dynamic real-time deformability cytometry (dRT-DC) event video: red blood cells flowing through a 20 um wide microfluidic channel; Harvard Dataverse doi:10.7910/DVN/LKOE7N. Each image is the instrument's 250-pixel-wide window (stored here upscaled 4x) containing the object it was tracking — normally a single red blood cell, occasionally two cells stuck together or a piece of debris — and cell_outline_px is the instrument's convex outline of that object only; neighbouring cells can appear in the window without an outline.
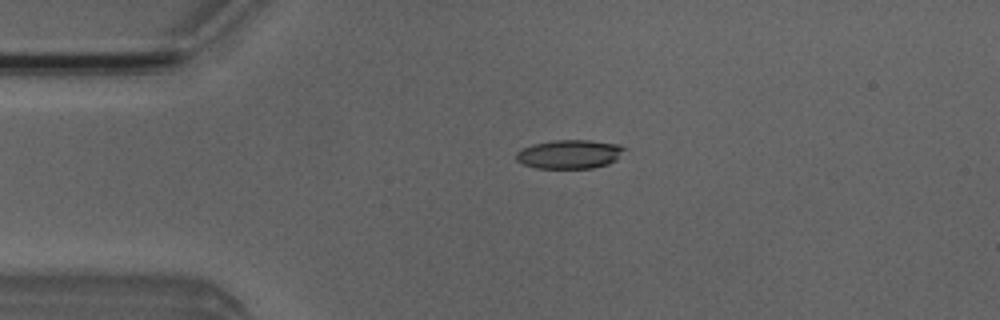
{"species": "Egyptian fruit bat (a non-hibernating species)", "species_latin": "Rousettus aegyptiacus", "temperature_condition": "room temperature", "stored_images_in_passage": 3, "camera_frame_rate_fps": 3000, "um_per_image_px": 0.085, "animal": {"sex": "male"}, "frame": {"image": 1, "passage_image": 2, "time_ms": 1.333, "image_size_px": [1000, 320], "cell_outline_px": [[628, 148], [616, 160], [608, 164], [592, 168], [536, 168], [524, 164], [516, 160], [516, 152], [520, 148], [532, 144], [556, 140], [588, 140], [620, 144]], "centroid_in_image_um": [48.43, 13.1], "position_along_channel_um": 36.6, "area_um2": 18.38}}